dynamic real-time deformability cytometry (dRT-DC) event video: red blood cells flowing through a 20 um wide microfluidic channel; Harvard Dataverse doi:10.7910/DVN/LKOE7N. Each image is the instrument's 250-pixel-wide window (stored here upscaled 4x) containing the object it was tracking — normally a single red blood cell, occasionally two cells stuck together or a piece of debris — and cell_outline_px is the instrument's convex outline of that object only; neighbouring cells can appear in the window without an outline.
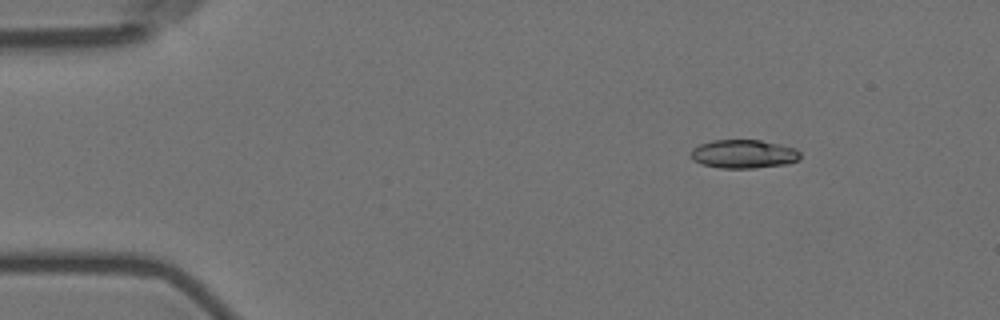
{"species": "Egyptian fruit bat (a non-hibernating species)", "species_latin": "Rousettus aegyptiacus", "temperature_condition": "room temperature", "stored_images_in_passage": 11, "camera_frame_rate_fps": 3000, "um_per_image_px": 0.085, "animal": {"sex": "female"}, "frame": {"image": 1, "passage_image": 2, "time_ms": 2.0, "image_size_px": [1000, 320], "cell_outline_px": [[800, 156], [796, 160], [788, 164], [752, 168], [720, 168], [704, 164], [692, 160], [692, 148], [700, 144], [712, 140], [760, 140], [780, 144], [796, 148], [800, 152]], "centroid_in_image_um": [63.22, 13.08], "position_along_channel_um": 21.8, "area_um2": 18.15}}
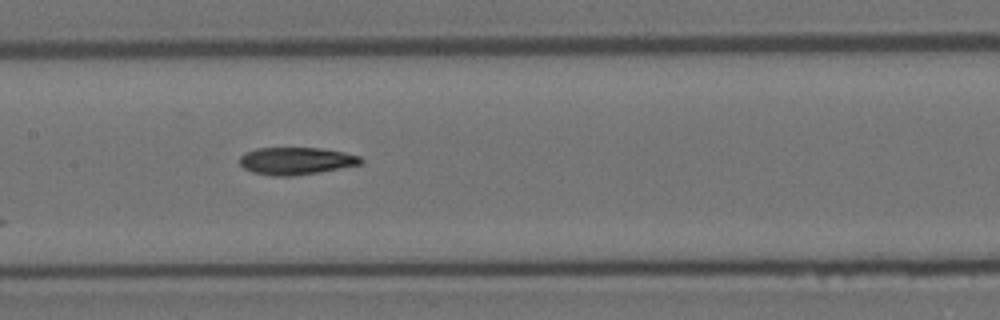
{"frame": {"image": 2, "passage_image": 8, "time_ms": 8.667, "image_size_px": [1000, 320], "cell_outline_px": [[364, 164], [292, 176], [272, 176], [252, 172], [244, 168], [240, 164], [240, 156], [244, 152], [256, 148], [320, 148], [344, 152], [360, 156], [364, 160]], "centroid_in_image_um": [25.17, 13.67], "position_along_channel_um": 182.2, "area_um2": 19.36}}
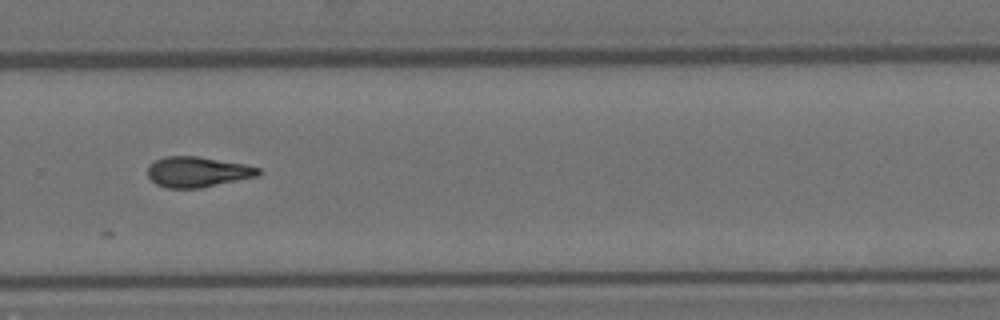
{"frame": {"image": 3, "passage_image": 11, "time_ms": 12.333, "image_size_px": [1000, 320], "cell_outline_px": [[260, 176], [200, 188], [168, 188], [156, 184], [148, 176], [148, 168], [156, 160], [164, 156], [196, 156], [244, 164], [260, 168]], "centroid_in_image_um": [16.81, 14.62], "position_along_channel_um": 313.0, "area_um2": 19.54}}